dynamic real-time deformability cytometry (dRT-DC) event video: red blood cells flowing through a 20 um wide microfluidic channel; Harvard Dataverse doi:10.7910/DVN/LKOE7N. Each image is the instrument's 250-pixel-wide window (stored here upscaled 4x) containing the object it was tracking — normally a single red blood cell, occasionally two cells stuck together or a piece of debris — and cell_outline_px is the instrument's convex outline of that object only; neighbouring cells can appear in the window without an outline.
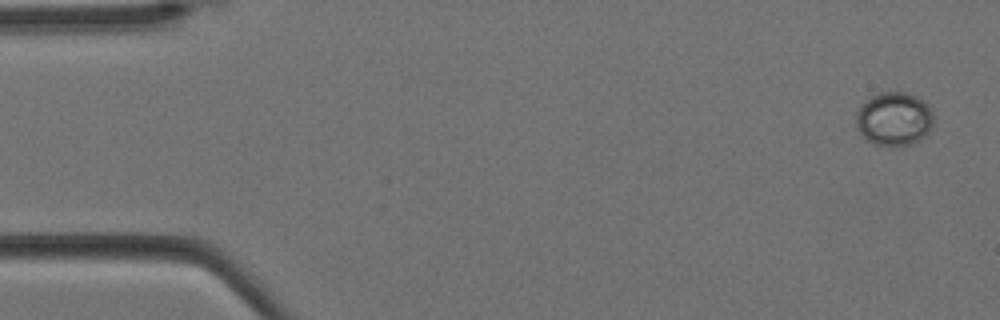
{"species": "Egyptian fruit bat (a non-hibernating species)", "species_latin": "Rousettus aegyptiacus", "temperature_condition": "cold", "stored_images_in_passage": 5, "camera_frame_rate_fps": 3000, "um_per_image_px": 0.085, "animal": {"sex": "female"}, "frame": {"image": 1, "passage_image": 1, "time_ms": 0.0, "image_size_px": [1000, 320], "cell_outline_px": [[932, 128], [920, 140], [912, 144], [896, 148], [888, 148], [876, 144], [868, 140], [856, 128], [856, 112], [864, 100], [880, 92], [908, 92], [924, 100], [932, 108]], "centroid_in_image_um": [76.0, 10.12], "position_along_channel_um": 9.0, "area_um2": 24.8}}
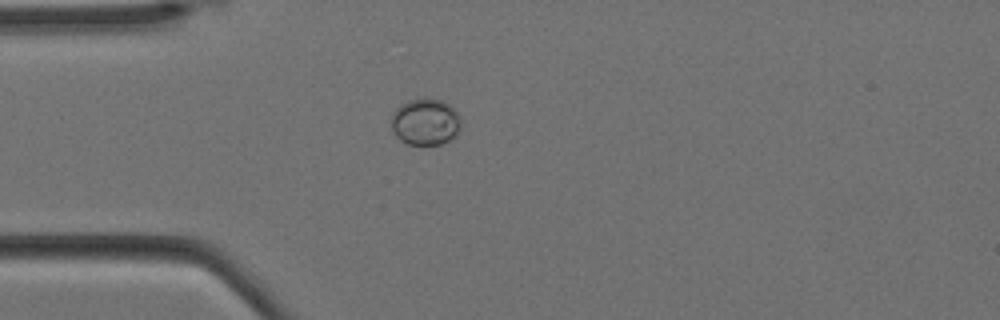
{"frame": {"image": 2, "passage_image": 5, "time_ms": 1.333, "image_size_px": [1000, 320], "cell_outline_px": [[460, 128], [456, 136], [452, 140], [440, 144], [408, 144], [400, 140], [392, 132], [392, 112], [400, 104], [408, 100], [424, 96], [440, 100], [456, 108], [460, 120]], "centroid_in_image_um": [36.16, 10.33], "position_along_channel_um": 48.8, "area_um2": 19.36}}